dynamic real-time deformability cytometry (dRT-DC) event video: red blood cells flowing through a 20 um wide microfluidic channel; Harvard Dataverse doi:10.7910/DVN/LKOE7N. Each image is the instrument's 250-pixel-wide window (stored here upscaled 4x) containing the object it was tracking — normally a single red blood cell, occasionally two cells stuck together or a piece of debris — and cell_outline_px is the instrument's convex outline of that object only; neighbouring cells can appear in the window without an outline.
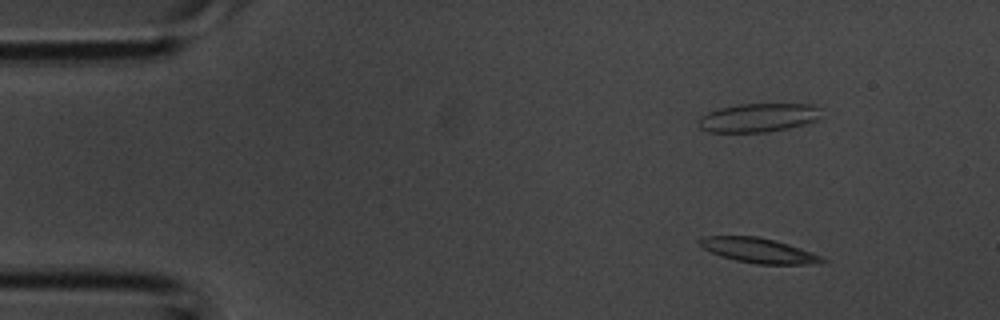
{"species": "common noctule bat (a hibernating species)", "species_latin": "Nyctalus noctula", "temperature_condition": "room temperature", "stored_images_in_passage": 3, "camera_frame_rate_fps": 3000, "um_per_image_px": 0.085, "animal": {"sex": "male", "body_mass_g": 20.1, "forearm_length_mm": 53.5}, "frame": {"image": 1, "passage_image": 2, "time_ms": 0.333, "image_size_px": [1000, 320], "cell_outline_px": [[828, 260], [820, 264], [756, 264], [736, 260], [720, 256], [704, 248], [696, 240], [704, 236], [756, 236], [776, 240], [800, 248], [820, 256]], "centroid_in_image_um": [64.48, 21.29], "position_along_channel_um": 20.5, "area_um2": 17.69}}